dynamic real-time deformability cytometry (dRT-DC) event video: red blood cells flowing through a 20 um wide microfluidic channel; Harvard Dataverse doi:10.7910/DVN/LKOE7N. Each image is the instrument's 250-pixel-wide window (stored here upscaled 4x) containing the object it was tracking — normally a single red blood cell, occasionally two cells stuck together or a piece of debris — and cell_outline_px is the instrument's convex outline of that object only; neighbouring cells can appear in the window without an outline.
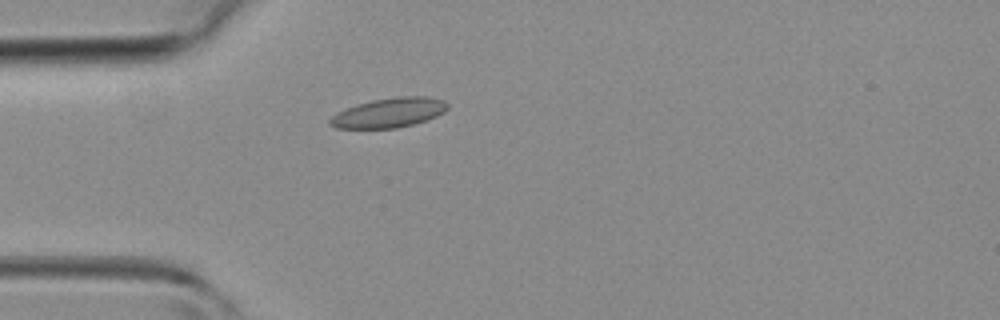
{"species": "common noctule bat (a hibernating species)", "species_latin": "Nyctalus noctula", "temperature_condition": "room temperature", "stored_images_in_passage": 25, "camera_frame_rate_fps": 3000, "um_per_image_px": 0.085, "animal": {"sex": "female", "body_mass_g": 19.3, "forearm_length_mm": 54.1}, "frame": {"image": 1, "passage_image": 1, "time_ms": 0.0, "image_size_px": [1000, 320], "cell_outline_px": [[448, 108], [444, 112], [436, 116], [412, 124], [396, 128], [336, 128], [328, 124], [328, 120], [336, 112], [356, 104], [372, 100], [396, 96], [428, 96], [444, 100], [448, 104]], "centroid_in_image_um": [33.04, 9.57], "position_along_channel_um": 52.0, "area_um2": 20.35}}
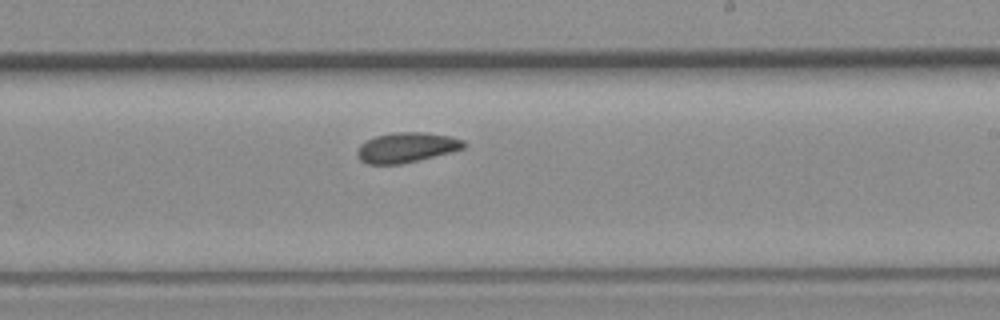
{"frame": {"image": 2, "passage_image": 14, "time_ms": 4.333, "image_size_px": [1000, 320], "cell_outline_px": [[468, 144], [464, 148], [400, 164], [368, 164], [360, 160], [356, 156], [356, 152], [360, 144], [376, 136], [396, 132], [424, 132], [448, 136], [464, 140]], "centroid_in_image_um": [34.52, 12.53], "position_along_channel_um": 254.5, "area_um2": 18.38}}
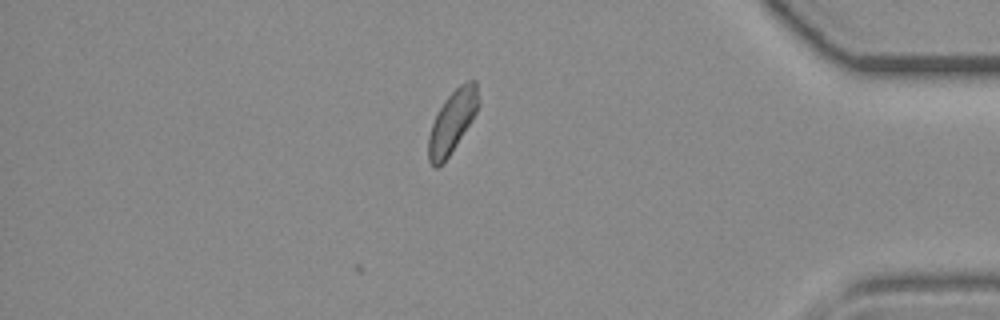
{"frame": {"image": 3, "passage_image": 25, "time_ms": 8.0, "image_size_px": [1000, 320], "cell_outline_px": [[480, 104], [472, 120], [448, 156], [436, 168], [432, 168], [428, 160], [428, 136], [432, 124], [444, 100], [460, 84], [468, 80], [476, 80]], "centroid_in_image_um": [38.45, 10.32], "position_along_channel_um": 396.8, "area_um2": 17.92}}